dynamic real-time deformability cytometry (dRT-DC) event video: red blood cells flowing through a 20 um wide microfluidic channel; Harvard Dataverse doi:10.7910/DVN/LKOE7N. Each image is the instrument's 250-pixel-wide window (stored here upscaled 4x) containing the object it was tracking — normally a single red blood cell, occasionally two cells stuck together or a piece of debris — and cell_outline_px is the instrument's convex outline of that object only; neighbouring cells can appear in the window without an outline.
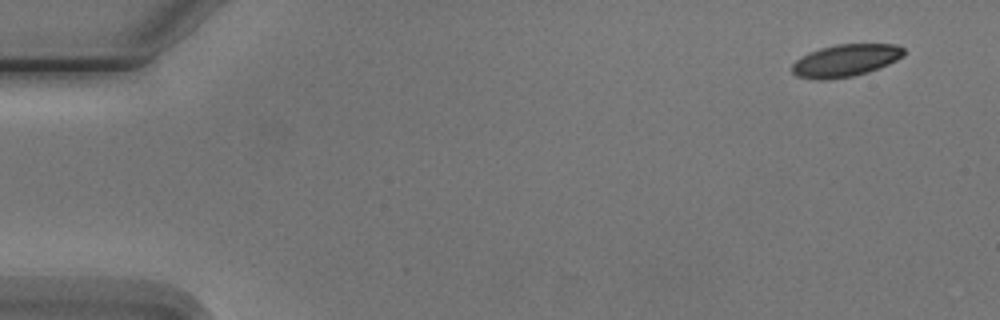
{"species": "Egyptian fruit bat (a non-hibernating species)", "species_latin": "Rousettus aegyptiacus", "temperature_condition": "cold", "stored_images_in_passage": 5, "camera_frame_rate_fps": 3000, "um_per_image_px": 0.085, "animal": {"sex": "male"}, "frame": {"image": 1, "passage_image": 1, "time_ms": 0.0, "image_size_px": [1000, 320], "cell_outline_px": [[904, 56], [880, 68], [868, 72], [852, 76], [824, 80], [816, 80], [796, 76], [792, 72], [792, 64], [796, 60], [808, 52], [820, 48], [836, 44], [896, 44], [904, 48]], "centroid_in_image_um": [71.86, 5.14], "position_along_channel_um": 13.1, "area_um2": 21.15}}
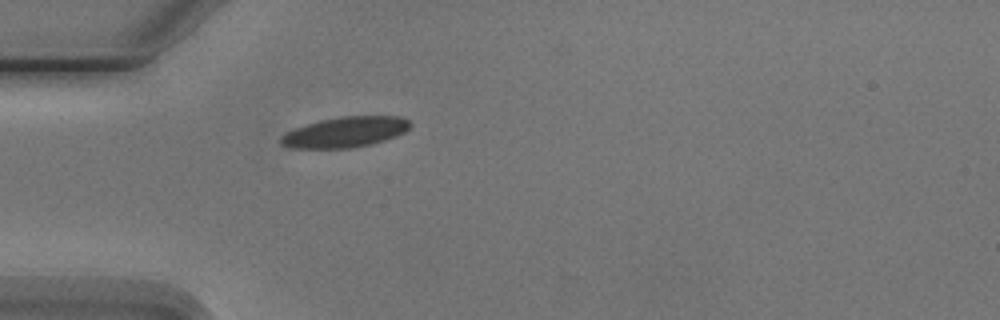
{"frame": {"image": 2, "passage_image": 5, "time_ms": 4.333, "image_size_px": [1000, 320], "cell_outline_px": [[412, 124], [404, 132], [396, 136], [384, 140], [352, 148], [288, 148], [280, 144], [280, 136], [284, 132], [320, 120], [340, 116], [400, 116], [408, 120]], "centroid_in_image_um": [29.31, 11.22], "position_along_channel_um": 55.7, "area_um2": 22.95}}